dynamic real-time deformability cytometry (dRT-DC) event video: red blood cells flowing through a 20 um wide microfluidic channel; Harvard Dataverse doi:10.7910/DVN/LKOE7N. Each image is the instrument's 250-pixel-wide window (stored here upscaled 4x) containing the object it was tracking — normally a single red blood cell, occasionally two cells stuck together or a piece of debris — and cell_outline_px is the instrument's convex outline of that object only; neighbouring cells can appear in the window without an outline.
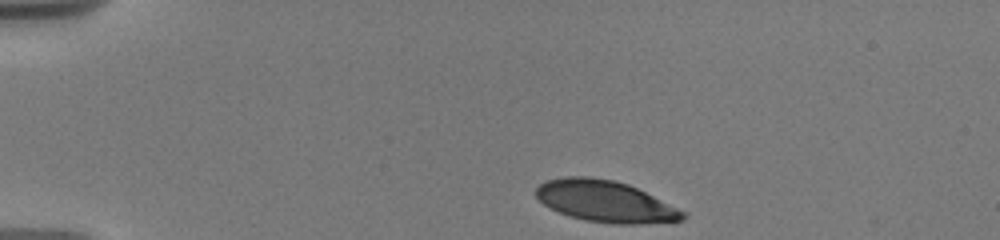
{"species": "human", "species_latin": "Homo sapiens", "temperature_condition": "warm", "stored_images_in_passage": 14, "camera_frame_rate_fps": 3000, "um_per_image_px": 0.085, "donor": {"sex": "male"}, "frame": {"image": 1, "passage_image": 1, "time_ms": 0.0, "image_size_px": [1000, 240], "cell_outline_px": [[688, 216], [684, 220], [640, 224], [612, 224], [584, 220], [568, 216], [544, 204], [536, 196], [536, 188], [544, 180], [564, 176], [588, 176], [612, 180], [628, 184], [688, 212]], "centroid_in_image_um": [51.48, 17.12], "position_along_channel_um": 33.5, "area_um2": 35.66}}
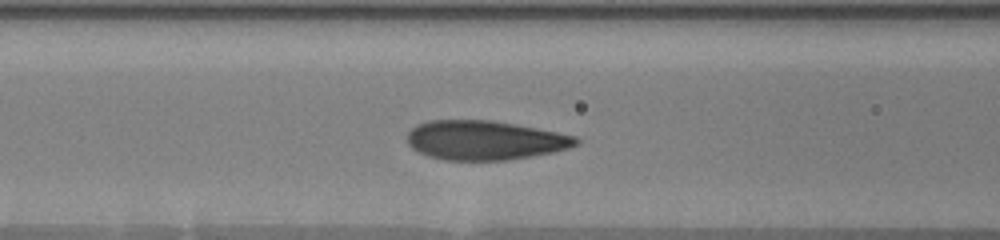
{"frame": {"image": 2, "passage_image": 8, "time_ms": 4.333, "image_size_px": [1000, 240], "cell_outline_px": [[580, 144], [568, 148], [552, 152], [504, 160], [448, 160], [428, 156], [412, 148], [408, 144], [408, 132], [416, 124], [428, 120], [492, 120], [516, 124], [576, 136], [580, 140]], "centroid_in_image_um": [41.19, 11.91], "position_along_channel_um": 125.4, "area_um2": 38.49}}
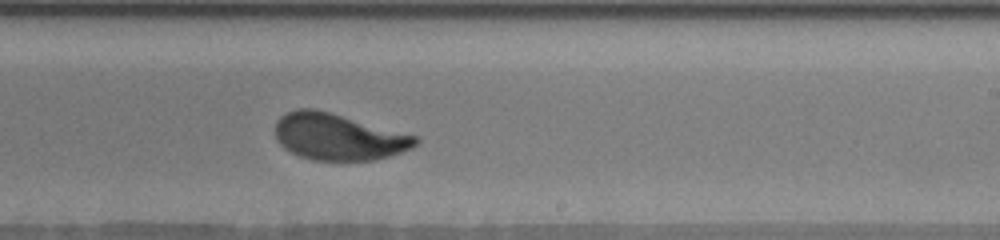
{"frame": {"image": 3, "passage_image": 14, "time_ms": 8.0, "image_size_px": [1000, 240], "cell_outline_px": [[420, 140], [412, 148], [376, 160], [312, 160], [300, 156], [284, 148], [276, 140], [276, 120], [280, 116], [296, 108], [316, 108], [420, 136]], "centroid_in_image_um": [28.77, 11.61], "position_along_channel_um": 260.2, "area_um2": 38.32}}